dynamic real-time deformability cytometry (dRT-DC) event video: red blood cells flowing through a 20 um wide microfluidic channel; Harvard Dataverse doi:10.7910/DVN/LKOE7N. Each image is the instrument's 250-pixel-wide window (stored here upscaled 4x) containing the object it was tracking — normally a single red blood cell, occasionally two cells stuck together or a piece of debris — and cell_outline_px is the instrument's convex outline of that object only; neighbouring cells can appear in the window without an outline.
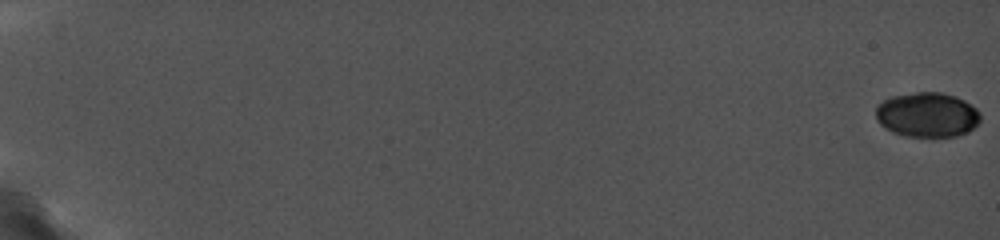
{"species": "common noctule bat (a hibernating species)", "species_latin": "Nyctalus noctula", "temperature_condition": "cold", "stored_images_in_passage": 12, "camera_frame_rate_fps": 5000, "um_per_image_px": 0.085, "animal": {"sex": "female", "body_mass_g": 19.0, "forearm_length_mm": 56.7}, "frame": {"image": 1, "passage_image": 1, "time_ms": 0.0, "image_size_px": [1000, 240], "cell_outline_px": [[980, 120], [972, 128], [956, 136], [904, 136], [892, 132], [880, 124], [876, 116], [876, 108], [884, 100], [892, 96], [916, 92], [940, 92], [956, 96], [964, 100], [976, 108], [980, 116]], "centroid_in_image_um": [78.8, 9.74], "position_along_channel_um": 6.2, "area_um2": 26.99}}
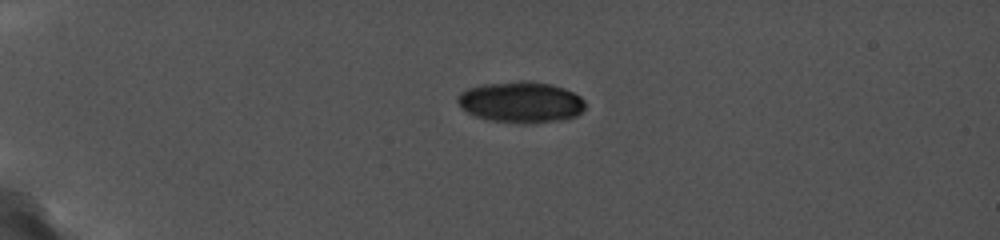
{"frame": {"image": 2, "passage_image": 9, "time_ms": 5.4, "image_size_px": [1000, 240], "cell_outline_px": [[584, 108], [580, 112], [572, 116], [548, 120], [492, 120], [476, 116], [468, 112], [456, 100], [460, 92], [468, 88], [480, 84], [516, 80], [528, 80], [552, 84], [564, 88], [580, 96], [584, 100]], "centroid_in_image_um": [44.23, 8.59], "position_along_channel_um": 40.8, "area_um2": 29.36}}